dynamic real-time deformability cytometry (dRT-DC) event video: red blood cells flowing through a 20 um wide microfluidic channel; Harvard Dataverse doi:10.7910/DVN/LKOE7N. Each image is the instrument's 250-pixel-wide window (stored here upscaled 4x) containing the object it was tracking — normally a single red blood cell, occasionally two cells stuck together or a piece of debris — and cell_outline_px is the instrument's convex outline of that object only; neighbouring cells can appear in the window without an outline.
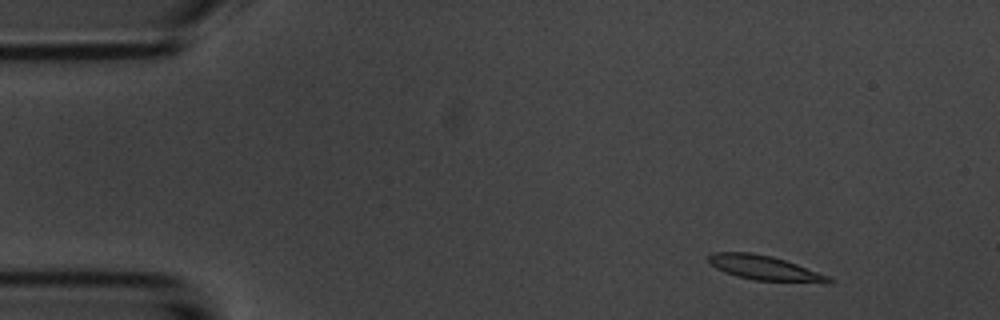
{"species": "common noctule bat (a hibernating species)", "species_latin": "Nyctalus noctula", "temperature_condition": "room temperature", "stored_images_in_passage": 8, "camera_frame_rate_fps": 3000, "um_per_image_px": 0.085, "animal": {"sex": "male", "body_mass_g": 20.1, "forearm_length_mm": 53.5}, "frame": {"image": 1, "passage_image": 1, "time_ms": 0.0, "image_size_px": [1000, 320], "cell_outline_px": [[836, 280], [828, 284], [756, 280], [736, 276], [724, 272], [716, 268], [708, 260], [708, 256], [712, 252], [748, 252], [772, 256], [796, 264], [828, 276]], "centroid_in_image_um": [65.03, 22.79], "position_along_channel_um": 20.0, "area_um2": 17.28}}
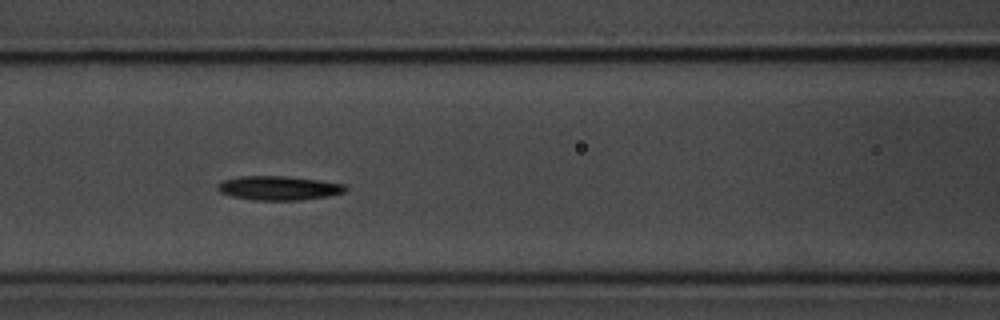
{"frame": {"image": 2, "passage_image": 6, "time_ms": 5.667, "image_size_px": [1000, 320], "cell_outline_px": [[348, 188], [344, 192], [328, 196], [300, 200], [252, 200], [232, 196], [220, 192], [216, 188], [216, 184], [224, 180], [240, 176], [288, 176], [320, 180], [344, 184]], "centroid_in_image_um": [23.68, 15.98], "position_along_channel_um": 142.9, "area_um2": 18.03}}
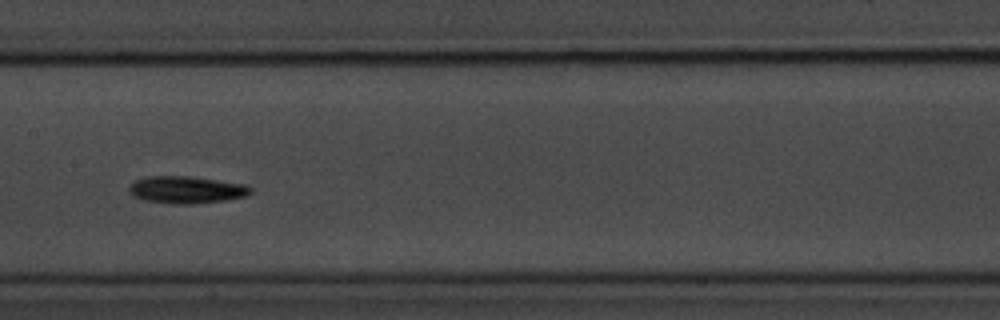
{"frame": {"image": 3, "passage_image": 7, "time_ms": 7.0, "image_size_px": [1000, 320], "cell_outline_px": [[252, 192], [248, 196], [228, 200], [192, 204], [176, 204], [144, 200], [132, 196], [128, 192], [128, 184], [136, 180], [148, 176], [188, 176], [244, 184], [252, 188]], "centroid_in_image_um": [15.82, 16.14], "position_along_channel_um": 191.6, "area_um2": 19.42}}